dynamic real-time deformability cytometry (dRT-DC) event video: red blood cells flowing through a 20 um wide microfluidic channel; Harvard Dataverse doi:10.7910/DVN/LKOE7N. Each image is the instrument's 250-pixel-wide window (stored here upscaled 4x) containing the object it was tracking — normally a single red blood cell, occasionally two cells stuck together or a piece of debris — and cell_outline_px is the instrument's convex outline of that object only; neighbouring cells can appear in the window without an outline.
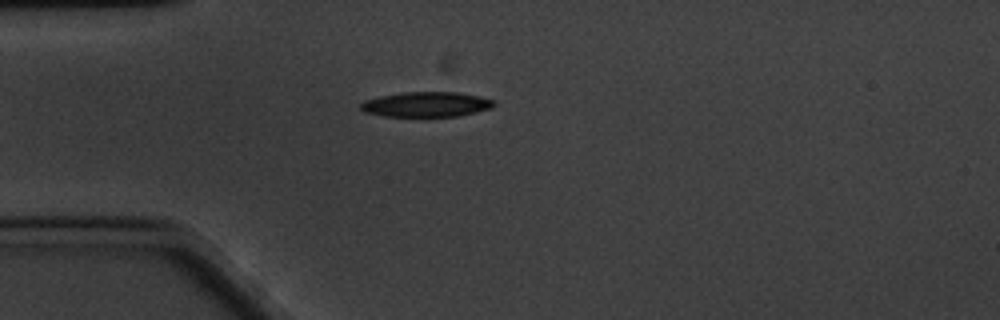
{"species": "common noctule bat (a hibernating species)", "species_latin": "Nyctalus noctula", "temperature_condition": "cold", "stored_images_in_passage": 42, "camera_frame_rate_fps": 3000, "um_per_image_px": 0.085, "animal": {"sex": "male", "body_mass_g": 20.1, "forearm_length_mm": 53.5}, "frame": {"image": 1, "passage_image": 1, "time_ms": 0.0, "image_size_px": [1000, 320], "cell_outline_px": [[496, 104], [492, 108], [476, 112], [456, 116], [384, 116], [364, 112], [360, 108], [360, 104], [364, 100], [380, 96], [404, 92], [460, 92], [496, 100]], "centroid_in_image_um": [36.26, 8.86], "position_along_channel_um": 48.7, "area_um2": 19.48}}
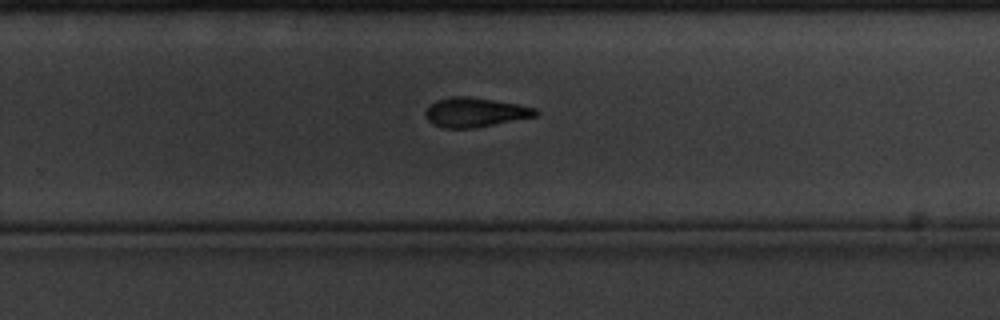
{"frame": {"image": 2, "passage_image": 24, "time_ms": 7.667, "image_size_px": [1000, 320], "cell_outline_px": [[540, 112], [536, 116], [472, 128], [444, 128], [432, 124], [424, 116], [424, 112], [436, 100], [448, 96], [468, 96], [516, 104], [536, 108]], "centroid_in_image_um": [40.34, 9.54], "position_along_channel_um": 289.5, "area_um2": 18.73}}
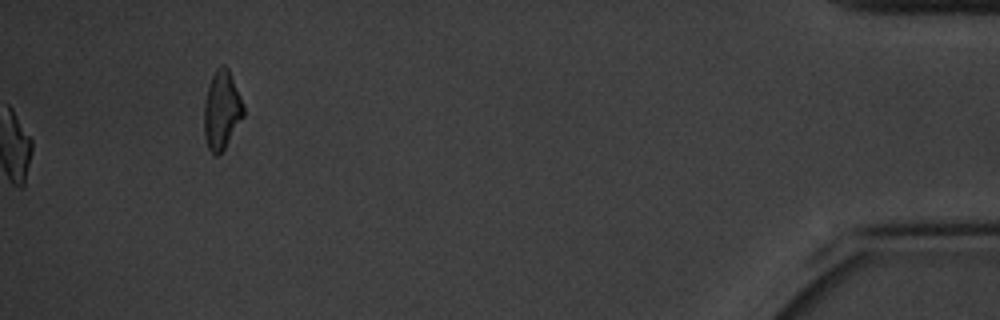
{"frame": {"image": 3, "passage_image": 42, "time_ms": 13.667, "image_size_px": [1000, 320], "cell_outline_px": [[244, 116], [224, 148], [216, 156], [208, 148], [204, 136], [204, 104], [208, 84], [216, 68], [220, 64], [224, 64], [228, 68], [244, 104]], "centroid_in_image_um": [18.84, 9.32], "position_along_channel_um": 416.4, "area_um2": 18.03}, "authors_computed_cell_mechanics": {"area_um2": 19.3341, "velocity_mm_per_s": 3.2714, "shape_relaxation_time_tau1_ms": 3.4291, "shape_relaxation_time_tau2_ms": 8.7242, "deformation_change_tau1": 0.1275, "deformation_change_tau2": 0.1901}}